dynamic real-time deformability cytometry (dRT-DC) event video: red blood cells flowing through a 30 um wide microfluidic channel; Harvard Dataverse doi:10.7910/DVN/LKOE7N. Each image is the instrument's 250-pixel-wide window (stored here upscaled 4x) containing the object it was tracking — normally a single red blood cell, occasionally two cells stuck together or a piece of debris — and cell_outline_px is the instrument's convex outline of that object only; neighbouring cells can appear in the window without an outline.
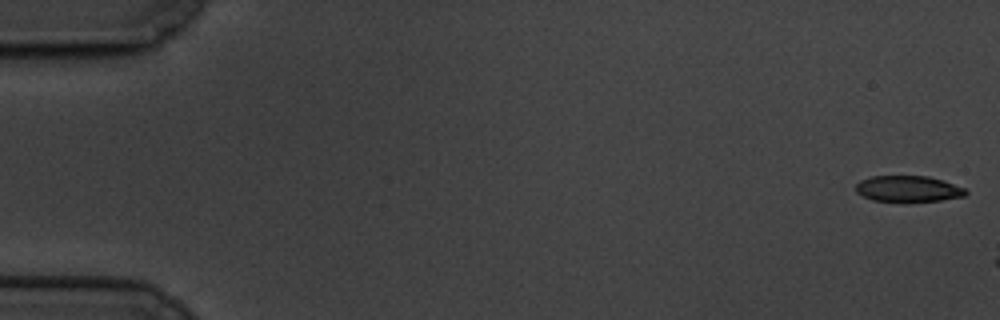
{"species": "common noctule bat (a hibernating species)", "species_latin": "Nyctalus noctula", "temperature_condition": "cold", "stored_images_in_passage": 8, "camera_frame_rate_fps": 3000, "um_per_image_px": 0.085, "animal": {"sex": "male", "body_mass_g": 19.5, "forearm_length_mm": 54.6}, "frame": {"image": 1, "passage_image": 1, "time_ms": 0.0, "image_size_px": [1000, 320], "cell_outline_px": [[968, 192], [964, 196], [940, 200], [904, 204], [872, 200], [856, 192], [856, 184], [860, 180], [872, 176], [928, 176], [944, 180], [964, 188]], "centroid_in_image_um": [77.18, 16.08], "position_along_channel_um": 7.8, "area_um2": 17.28}}